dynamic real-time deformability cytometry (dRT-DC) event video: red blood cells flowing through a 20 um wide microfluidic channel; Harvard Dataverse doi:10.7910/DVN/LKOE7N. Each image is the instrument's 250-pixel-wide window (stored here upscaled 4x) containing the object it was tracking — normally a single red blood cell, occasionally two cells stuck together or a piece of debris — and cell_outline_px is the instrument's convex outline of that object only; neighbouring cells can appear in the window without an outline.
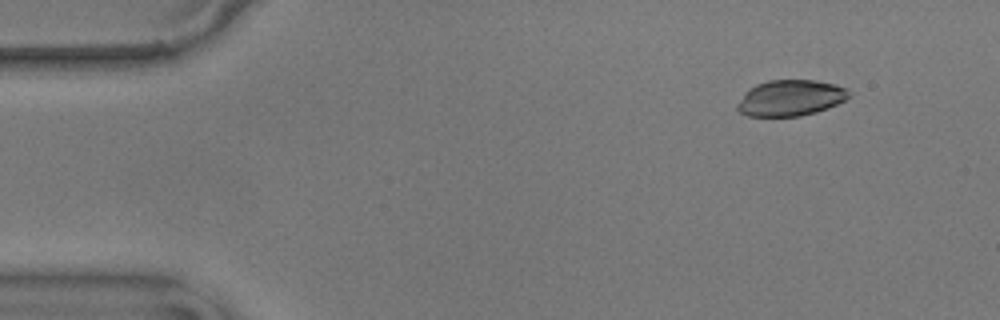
{"species": "common noctule bat (a hibernating species)", "species_latin": "Nyctalus noctula", "temperature_condition": "warm", "stored_images_in_passage": 56, "camera_frame_rate_fps": 3000, "um_per_image_px": 0.085, "animal": {"sex": "male", "body_mass_g": 17.9}, "frame": {"image": 1, "passage_image": 6, "time_ms": 1.667, "image_size_px": [1000, 320], "cell_outline_px": [[852, 92], [844, 100], [828, 108], [816, 112], [800, 116], [748, 116], [740, 112], [736, 108], [736, 104], [744, 92], [748, 88], [756, 84], [768, 80], [816, 80], [836, 84]], "centroid_in_image_um": [67.16, 8.32], "position_along_channel_um": 17.8, "area_um2": 23.52}}
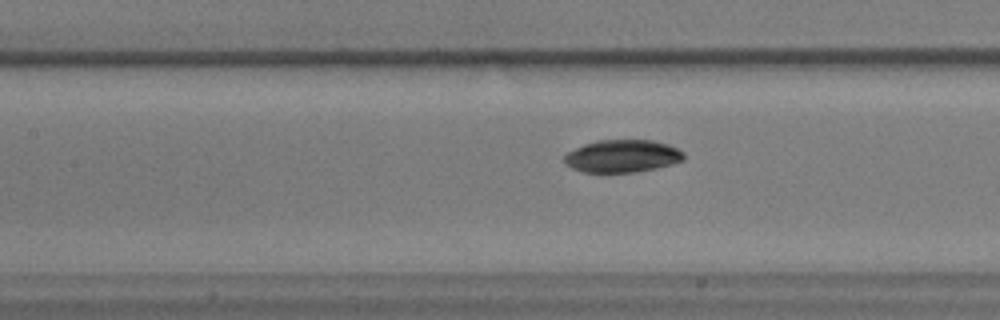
{"frame": {"image": 2, "passage_image": 25, "time_ms": 8.0, "image_size_px": [1000, 320], "cell_outline_px": [[684, 160], [672, 164], [656, 168], [636, 172], [584, 172], [572, 168], [564, 164], [564, 156], [568, 152], [584, 144], [596, 140], [652, 140], [668, 144], [684, 152]], "centroid_in_image_um": [52.9, 13.27], "position_along_channel_um": 154.5, "area_um2": 22.72}}
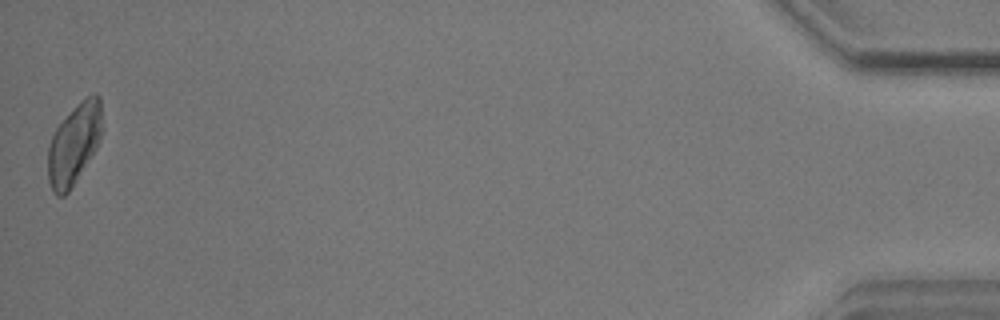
{"frame": {"image": 3, "passage_image": 56, "time_ms": 18.333, "image_size_px": [1000, 320], "cell_outline_px": [[100, 136], [96, 148], [76, 180], [68, 192], [64, 196], [56, 196], [52, 192], [48, 180], [48, 148], [52, 136], [56, 128], [76, 104], [84, 96], [96, 92], [100, 96]], "centroid_in_image_um": [6.27, 12.24], "position_along_channel_um": 428.9, "area_um2": 25.14}, "authors_computed_cell_mechanics": {"area_um2": 23.9581, "velocity_mm_per_s": 3.5807, "shape_relaxation_time_tau1_ms": 3.2816, "shape_relaxation_time_tau2_ms": null, "deformation_change_tau1": 0.0772, "deformation_change_tau2": null}}